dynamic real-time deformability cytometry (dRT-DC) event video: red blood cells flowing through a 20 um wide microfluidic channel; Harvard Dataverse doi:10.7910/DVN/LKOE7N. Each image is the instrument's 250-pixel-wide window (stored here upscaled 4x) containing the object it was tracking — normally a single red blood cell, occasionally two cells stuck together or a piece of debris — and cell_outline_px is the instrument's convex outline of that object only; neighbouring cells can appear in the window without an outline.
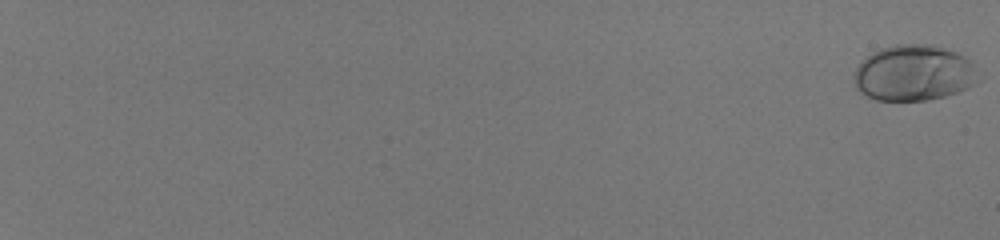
{"species": "human", "species_latin": "Homo sapiens", "temperature_condition": "room temperature", "stored_images_in_passage": 57, "camera_frame_rate_fps": 3000, "um_per_image_px": 0.085, "donor": {"sex": "male"}, "frame": {"image": 1, "passage_image": 1, "time_ms": 0.0, "image_size_px": [1000, 240], "cell_outline_px": [[984, 76], [980, 80], [968, 88], [944, 96], [928, 100], [876, 100], [860, 92], [856, 88], [852, 76], [856, 68], [872, 52], [880, 48], [896, 44], [928, 44], [944, 48], [956, 52], [972, 60]], "centroid_in_image_um": [77.74, 6.2], "position_along_channel_um": 7.3, "area_um2": 41.04}}
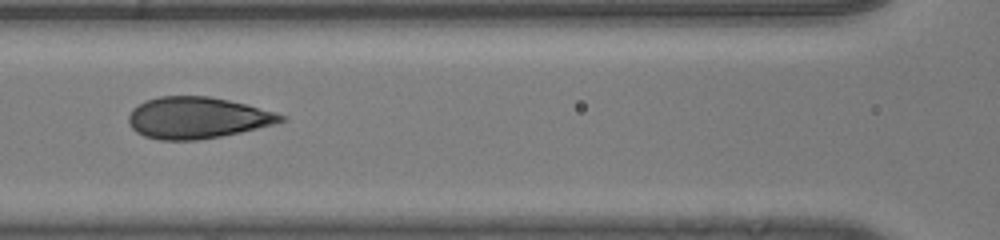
{"frame": {"image": 2, "passage_image": 33, "time_ms": 10.667, "image_size_px": [1000, 240], "cell_outline_px": [[288, 120], [240, 132], [220, 136], [196, 140], [160, 140], [144, 136], [136, 132], [128, 124], [128, 116], [132, 108], [144, 100], [160, 96], [208, 96], [228, 100], [276, 112], [288, 116]], "centroid_in_image_um": [16.73, 10.01], "position_along_channel_um": 149.9, "area_um2": 36.82}}
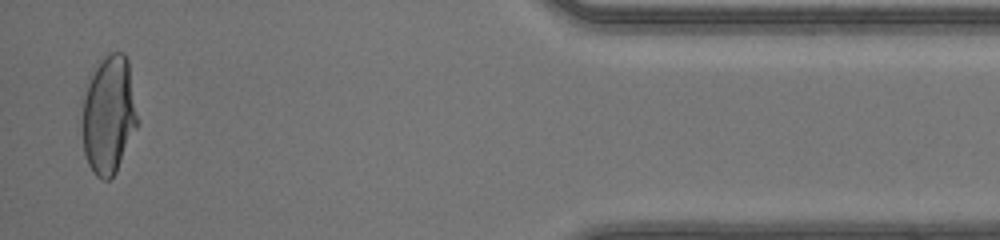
{"frame": {"image": 3, "passage_image": 56, "time_ms": 18.333, "image_size_px": [1000, 240], "cell_outline_px": [[140, 120], [116, 172], [108, 180], [104, 180], [96, 176], [92, 172], [88, 164], [84, 152], [80, 96], [84, 84], [88, 76], [104, 56], [112, 52], [124, 52], [128, 60]], "centroid_in_image_um": [9.22, 9.71], "position_along_channel_um": 426.0, "area_um2": 39.42}, "authors_computed_cell_mechanics": {"area_um2": 37.1076, "velocity_mm_per_s": 4.1953, "shape_relaxation_time_tau1_ms": 5.8685, "shape_relaxation_time_tau2_ms": null, "deformation_change_tau1": 0.2191, "deformation_change_tau2": null}}